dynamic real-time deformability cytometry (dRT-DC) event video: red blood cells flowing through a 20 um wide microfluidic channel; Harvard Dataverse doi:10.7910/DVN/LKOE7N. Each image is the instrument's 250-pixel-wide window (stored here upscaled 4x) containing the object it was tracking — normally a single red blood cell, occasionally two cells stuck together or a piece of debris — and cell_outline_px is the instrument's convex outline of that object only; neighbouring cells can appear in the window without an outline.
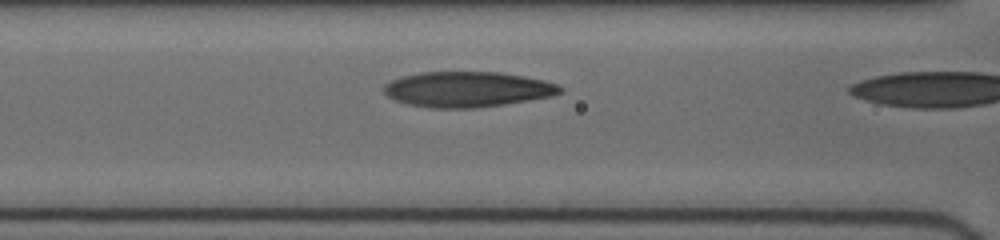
{"species": "human", "species_latin": "Homo sapiens", "temperature_condition": "cold", "stored_images_in_passage": 6, "camera_frame_rate_fps": 3000, "um_per_image_px": 0.085, "donor": {"sex": "female"}, "frame": {"image": 1, "passage_image": 5, "time_ms": 3.0, "image_size_px": [1000, 240], "cell_outline_px": [[564, 88], [560, 92], [552, 96], [504, 104], [472, 108], [428, 108], [408, 104], [396, 100], [388, 96], [384, 92], [384, 84], [388, 80], [420, 72], [500, 72], [524, 76], [544, 80], [556, 84]], "centroid_in_image_um": [39.7, 7.59], "position_along_channel_um": 126.9, "area_um2": 36.36}}